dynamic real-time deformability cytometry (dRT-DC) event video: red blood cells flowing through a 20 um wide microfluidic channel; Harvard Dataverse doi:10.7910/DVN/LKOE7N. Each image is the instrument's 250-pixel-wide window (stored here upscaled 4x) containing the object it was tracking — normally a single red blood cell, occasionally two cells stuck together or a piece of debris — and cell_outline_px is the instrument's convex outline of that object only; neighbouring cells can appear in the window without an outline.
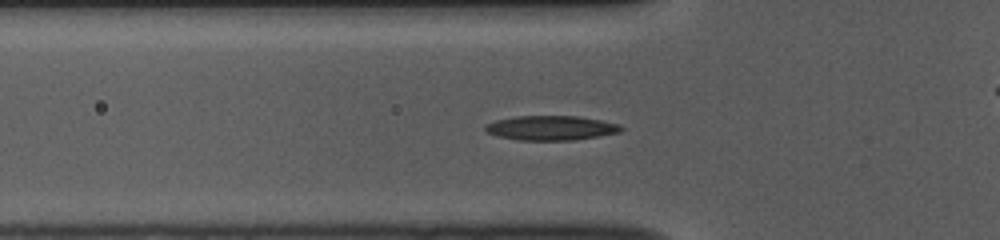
{"species": "common noctule bat (a hibernating species)", "species_latin": "Nyctalus noctula", "temperature_condition": "room temperature", "stored_images_in_passage": 46, "camera_frame_rate_fps": 3000, "um_per_image_px": 0.085, "animal": {"sex": "female", "body_mass_g": 10.0, "forearm_length_mm": 53.1}, "frame": {"image": 1, "passage_image": 10, "time_ms": 3.0, "image_size_px": [1000, 240], "cell_outline_px": [[624, 128], [620, 132], [600, 136], [572, 140], [516, 140], [484, 132], [484, 128], [488, 124], [496, 120], [516, 116], [576, 116], [600, 120], [620, 124]], "centroid_in_image_um": [46.85, 10.88], "position_along_channel_um": 79.0, "area_um2": 19.36}}
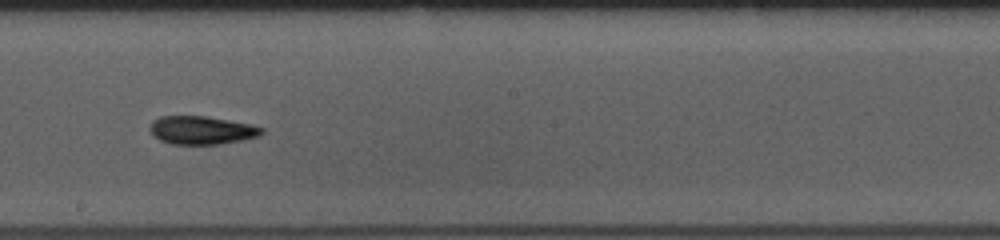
{"frame": {"image": 2, "passage_image": 22, "time_ms": 7.0, "image_size_px": [1000, 240], "cell_outline_px": [[264, 132], [260, 136], [220, 144], [172, 144], [160, 140], [148, 128], [152, 120], [160, 116], [208, 116], [248, 124], [264, 128]], "centroid_in_image_um": [17.13, 11.06], "position_along_channel_um": 231.1, "area_um2": 18.32}}
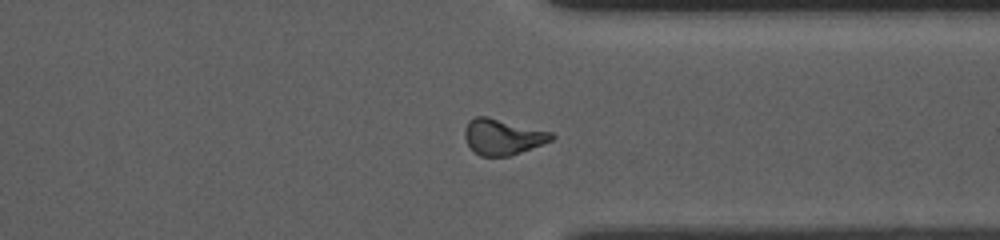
{"frame": {"image": 3, "passage_image": 33, "time_ms": 10.667, "image_size_px": [1000, 240], "cell_outline_px": [[556, 136], [552, 140], [520, 152], [508, 156], [480, 156], [468, 144], [464, 136], [464, 128], [468, 120], [476, 116], [488, 116], [552, 132]], "centroid_in_image_um": [42.71, 11.61], "position_along_channel_um": 368.7, "area_um2": 18.03}, "authors_computed_cell_mechanics": {"area_um2": 18.0914, "velocity_mm_per_s": 3.7804, "shape_relaxation_time_tau1_ms": 6.1262, "shape_relaxation_time_tau2_ms": 4.1947, "deformation_change_tau1": 0.164, "deformation_change_tau2": 0.1249}}